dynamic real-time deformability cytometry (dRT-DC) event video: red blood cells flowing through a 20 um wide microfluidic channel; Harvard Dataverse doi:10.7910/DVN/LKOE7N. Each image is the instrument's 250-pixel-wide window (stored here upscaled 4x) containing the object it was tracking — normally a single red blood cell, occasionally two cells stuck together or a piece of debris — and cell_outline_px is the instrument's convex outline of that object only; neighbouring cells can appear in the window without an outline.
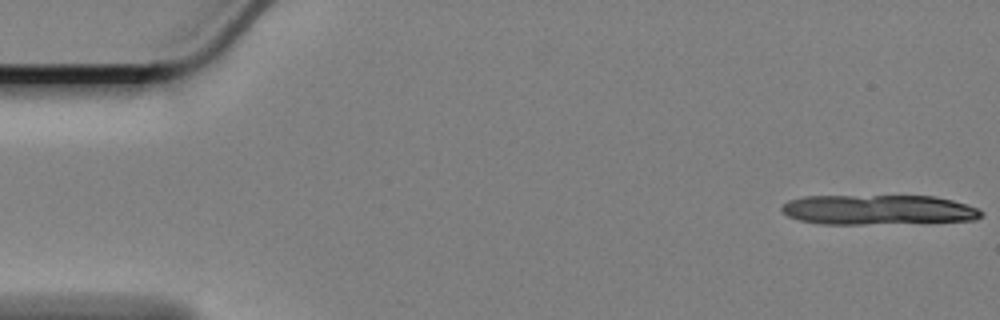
{"species": "Egyptian fruit bat (a non-hibernating species)", "species_latin": "Rousettus aegyptiacus", "temperature_condition": "cold", "stored_images_in_passage": 12, "camera_frame_rate_fps": 3000, "um_per_image_px": 0.085, "animal": {"sex": "female"}, "frame": {"image": 1, "passage_image": 1, "time_ms": 0.0, "image_size_px": [1000, 320], "cell_outline_px": [[984, 212], [976, 220], [864, 224], [820, 224], [800, 220], [788, 216], [780, 208], [788, 200], [804, 196], [936, 196], [952, 200], [976, 208]], "centroid_in_image_um": [74.61, 17.82], "position_along_channel_um": 10.4, "area_um2": 34.56}}